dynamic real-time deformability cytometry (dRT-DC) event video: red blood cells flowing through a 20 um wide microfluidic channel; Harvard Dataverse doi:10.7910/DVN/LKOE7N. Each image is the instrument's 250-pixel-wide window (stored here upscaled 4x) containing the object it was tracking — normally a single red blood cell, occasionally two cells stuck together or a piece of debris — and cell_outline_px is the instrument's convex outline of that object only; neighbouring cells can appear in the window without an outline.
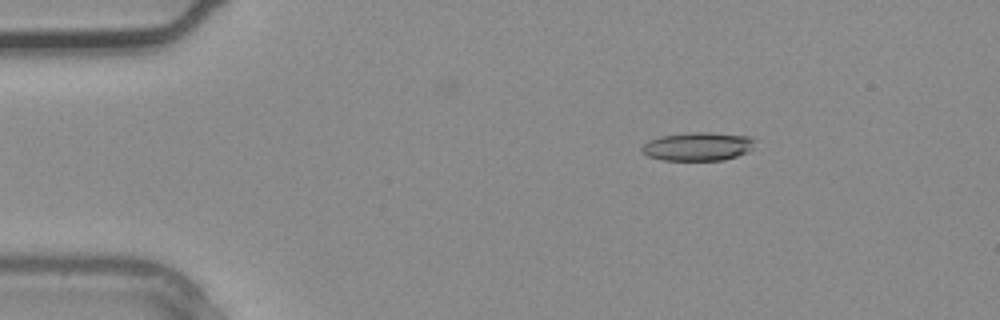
{"species": "common noctule bat (a hibernating species)", "species_latin": "Nyctalus noctula", "temperature_condition": "warm", "stored_images_in_passage": 3, "camera_frame_rate_fps": 3000, "um_per_image_px": 0.085, "animal": {"sex": "male", "body_mass_g": 20.4}, "frame": {"image": 1, "passage_image": 1, "time_ms": 0.0, "image_size_px": [1000, 320], "cell_outline_px": [[752, 148], [748, 152], [724, 160], [664, 160], [648, 156], [640, 152], [640, 148], [648, 140], [660, 136], [692, 132], [708, 132], [748, 136], [752, 140]], "centroid_in_image_um": [59.25, 12.45], "position_along_channel_um": 25.7, "area_um2": 18.67}}